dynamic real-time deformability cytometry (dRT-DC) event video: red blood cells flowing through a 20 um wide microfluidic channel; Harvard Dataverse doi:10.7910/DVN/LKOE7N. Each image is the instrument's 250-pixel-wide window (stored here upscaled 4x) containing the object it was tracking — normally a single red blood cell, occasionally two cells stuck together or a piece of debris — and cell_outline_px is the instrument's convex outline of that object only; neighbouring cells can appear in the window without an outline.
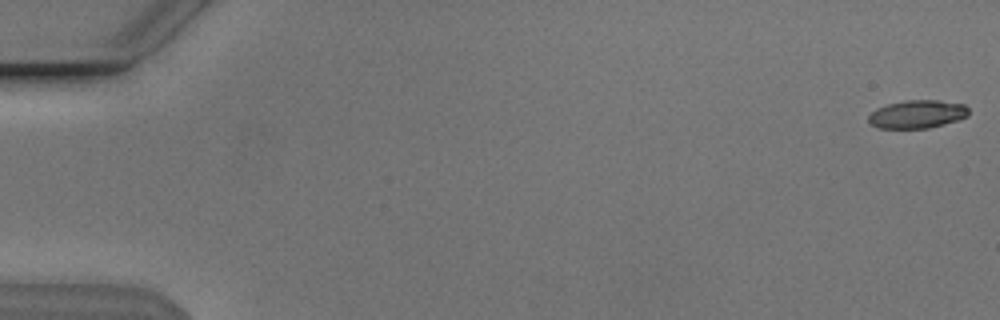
{"species": "Egyptian fruit bat (a non-hibernating species)", "species_latin": "Rousettus aegyptiacus", "temperature_condition": "cold", "stored_images_in_passage": 54, "camera_frame_rate_fps": 3000, "um_per_image_px": 0.085, "animal": {"sex": "male"}, "frame": {"image": 1, "passage_image": 1, "time_ms": 0.0, "image_size_px": [1000, 320], "cell_outline_px": [[968, 116], [960, 120], [928, 128], [876, 128], [868, 120], [868, 116], [876, 108], [888, 104], [904, 100], [940, 100], [964, 104], [968, 108]], "centroid_in_image_um": [77.98, 9.7], "position_along_channel_um": 7.0, "area_um2": 16.53}}
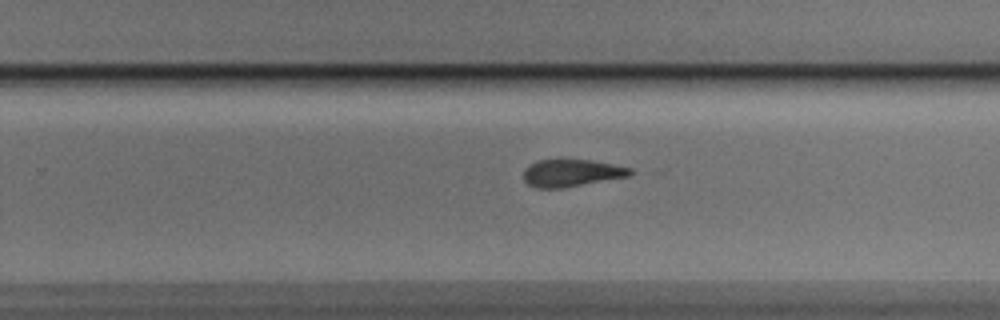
{"frame": {"image": 2, "passage_image": 35, "time_ms": 11.333, "image_size_px": [1000, 320], "cell_outline_px": [[632, 172], [628, 176], [564, 188], [536, 188], [528, 184], [524, 180], [524, 168], [528, 164], [536, 160], [588, 160], [612, 164], [632, 168]], "centroid_in_image_um": [48.53, 14.71], "position_along_channel_um": 281.3, "area_um2": 16.88}}
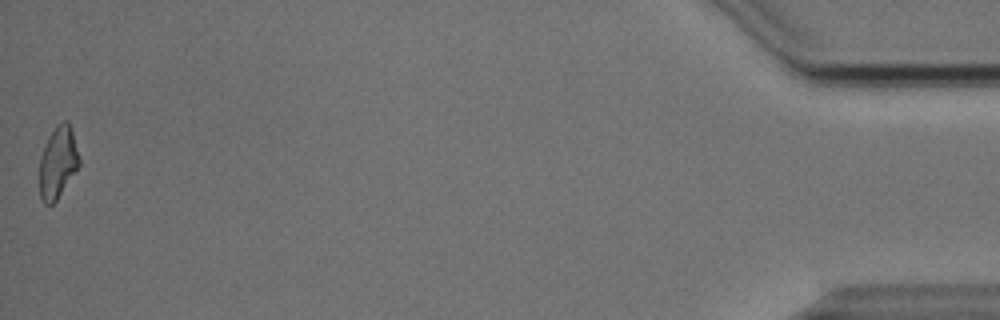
{"frame": {"image": 3, "passage_image": 54, "time_ms": 17.667, "image_size_px": [1000, 320], "cell_outline_px": [[80, 164], [56, 200], [52, 204], [44, 204], [40, 196], [40, 156], [48, 136], [56, 124], [64, 120], [68, 120], [72, 132], [80, 160]], "centroid_in_image_um": [4.91, 13.77], "position_along_channel_um": 430.3, "area_um2": 16.42}, "authors_computed_cell_mechanics": {"area_um2": 17.2533, "velocity_mm_per_s": 3.8475, "shape_relaxation_time_tau1_ms": 11.068, "shape_relaxation_time_tau2_ms": 7.9608, "deformation_change_tau1": 0.2615, "deformation_change_tau2": 0.1582}}